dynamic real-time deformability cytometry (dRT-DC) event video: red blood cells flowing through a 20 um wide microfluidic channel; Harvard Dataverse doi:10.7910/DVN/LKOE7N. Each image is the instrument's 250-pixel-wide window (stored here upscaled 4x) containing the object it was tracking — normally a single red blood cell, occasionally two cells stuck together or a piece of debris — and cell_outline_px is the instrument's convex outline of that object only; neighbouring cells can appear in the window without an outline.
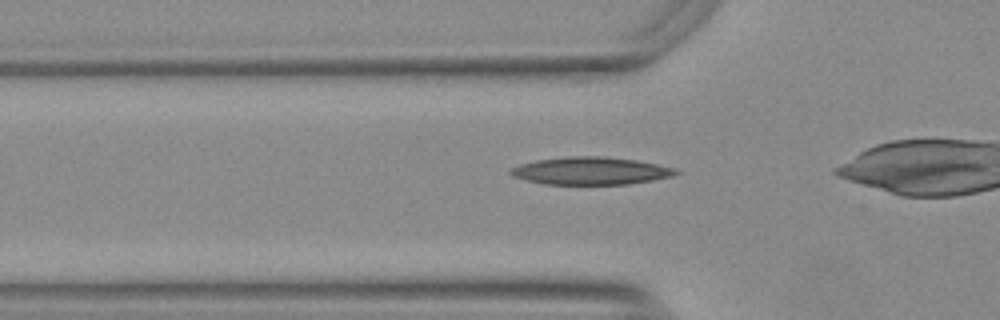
{"species": "Egyptian fruit bat (a non-hibernating species)", "species_latin": "Rousettus aegyptiacus", "temperature_condition": "warm", "stored_images_in_passage": 27, "camera_frame_rate_fps": 3000, "um_per_image_px": 0.085, "animal": {"sex": "female"}, "frame": {"image": 1, "passage_image": 2, "time_ms": 0.333, "image_size_px": [1000, 320], "cell_outline_px": [[680, 172], [672, 176], [652, 180], [628, 184], [544, 184], [512, 176], [508, 172], [512, 168], [520, 164], [536, 160], [568, 156], [604, 156], [636, 160], [676, 168]], "centroid_in_image_um": [50.21, 14.52], "position_along_channel_um": 75.6, "area_um2": 26.47}}
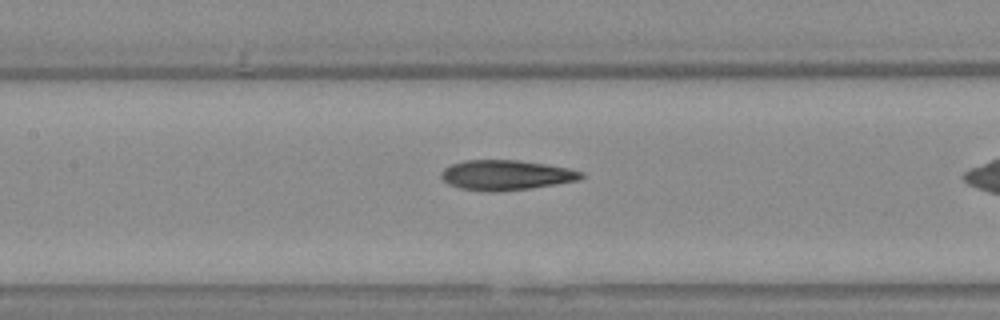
{"frame": {"image": 2, "passage_image": 9, "time_ms": 2.667, "image_size_px": [1000, 320], "cell_outline_px": [[584, 176], [580, 180], [556, 184], [528, 188], [496, 192], [488, 192], [460, 188], [448, 184], [440, 176], [440, 172], [444, 168], [452, 164], [464, 160], [516, 160], [544, 164], [568, 168], [584, 172]], "centroid_in_image_um": [43.0, 14.88], "position_along_channel_um": 164.4, "area_um2": 24.45}}
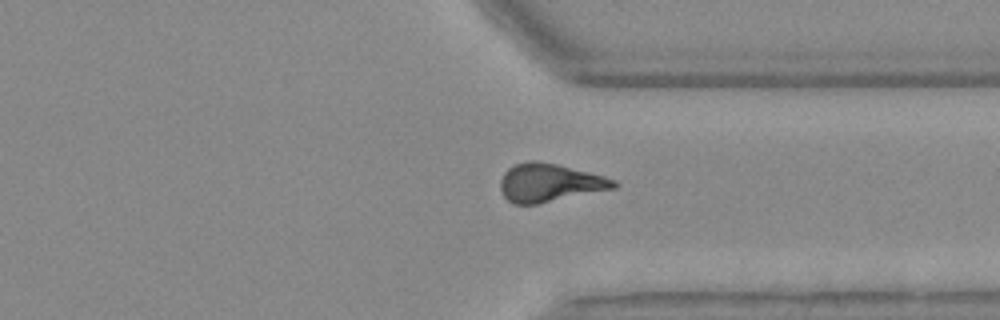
{"frame": {"image": 3, "passage_image": 25, "time_ms": 8.0, "image_size_px": [1000, 320], "cell_outline_px": [[620, 184], [616, 188], [536, 204], [512, 204], [504, 196], [500, 188], [500, 180], [504, 172], [508, 168], [516, 164], [528, 160], [536, 160], [556, 164], [604, 176], [616, 180]], "centroid_in_image_um": [46.71, 15.53], "position_along_channel_um": 364.7, "area_um2": 25.2}}